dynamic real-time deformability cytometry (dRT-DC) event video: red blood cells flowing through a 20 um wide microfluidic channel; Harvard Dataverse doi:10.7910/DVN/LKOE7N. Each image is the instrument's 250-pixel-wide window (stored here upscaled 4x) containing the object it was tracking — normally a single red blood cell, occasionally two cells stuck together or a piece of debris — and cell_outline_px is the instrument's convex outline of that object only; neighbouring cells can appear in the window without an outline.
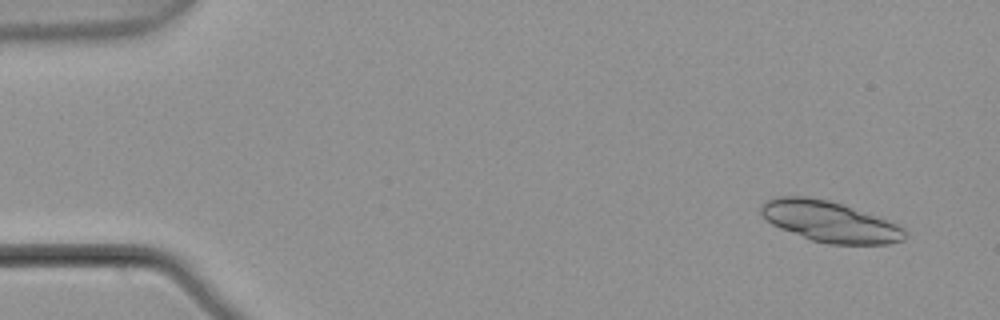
{"species": "common noctule bat (a hibernating species)", "species_latin": "Nyctalus noctula", "temperature_condition": "warm", "stored_images_in_passage": 5, "segment_of_instrument_passage": [1, 2], "camera_frame_rate_fps": 3000, "um_per_image_px": 0.085, "animal": {"sex": "male", "body_mass_g": 21.5, "forearm_length_mm": 52.0}, "frame": {"image": 1, "passage_image": 1, "time_ms": 0.0, "image_size_px": [1000, 320], "cell_outline_px": [[908, 236], [904, 240], [888, 244], [828, 244], [812, 240], [780, 228], [772, 224], [760, 212], [760, 204], [764, 200], [776, 196], [808, 196], [828, 200], [876, 216], [896, 224], [904, 228], [908, 232]], "centroid_in_image_um": [70.51, 18.83], "position_along_channel_um": 14.5, "area_um2": 34.1}}